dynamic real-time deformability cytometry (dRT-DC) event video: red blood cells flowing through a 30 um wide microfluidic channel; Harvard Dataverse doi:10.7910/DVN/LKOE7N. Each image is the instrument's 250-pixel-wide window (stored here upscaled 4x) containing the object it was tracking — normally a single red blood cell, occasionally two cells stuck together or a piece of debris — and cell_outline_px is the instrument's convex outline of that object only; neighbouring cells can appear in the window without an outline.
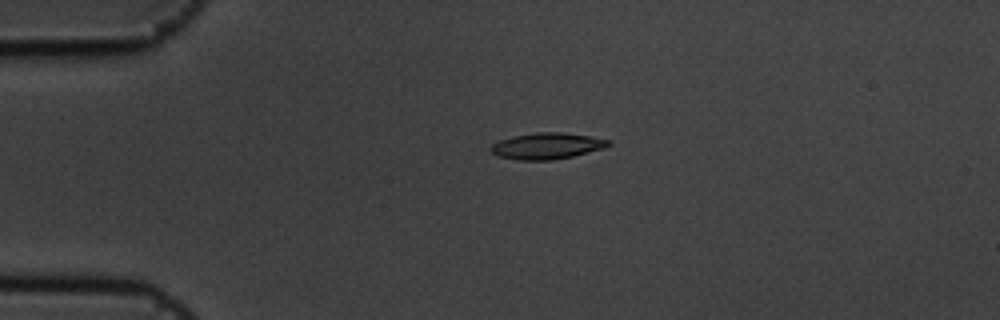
{"species": "common noctule bat (a hibernating species)", "species_latin": "Nyctalus noctula", "temperature_condition": "cold", "stored_images_in_passage": 2, "camera_frame_rate_fps": 3000, "um_per_image_px": 0.085, "animal": {"sex": "male", "body_mass_g": 19.5, "forearm_length_mm": 54.6}, "frame": {"image": 1, "passage_image": 1, "time_ms": 0.0, "image_size_px": [1000, 320], "cell_outline_px": [[612, 144], [604, 148], [572, 156], [552, 160], [520, 160], [496, 156], [488, 148], [492, 144], [500, 140], [512, 136], [536, 132], [564, 132], [592, 136], [612, 140]], "centroid_in_image_um": [46.5, 12.39], "position_along_channel_um": 38.5, "area_um2": 18.21}}